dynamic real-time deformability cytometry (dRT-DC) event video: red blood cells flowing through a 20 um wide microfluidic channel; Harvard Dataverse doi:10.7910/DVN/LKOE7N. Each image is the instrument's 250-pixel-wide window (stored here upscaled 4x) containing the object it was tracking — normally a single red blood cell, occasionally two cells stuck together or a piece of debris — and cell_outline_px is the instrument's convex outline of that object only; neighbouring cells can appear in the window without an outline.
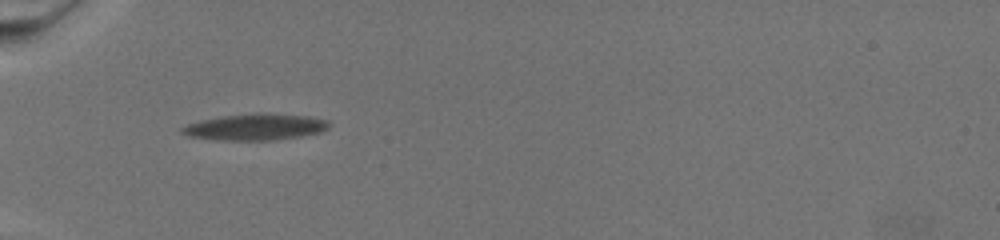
{"species": "common noctule bat (a hibernating species)", "species_latin": "Nyctalus noctula", "temperature_condition": "warm", "stored_images_in_passage": 49, "camera_frame_rate_fps": 3000, "um_per_image_px": 0.085, "animal": {"sex": "female", "body_mass_g": 19.5, "forearm_length_mm": 54.1}, "frame": {"image": 1, "passage_image": 1, "time_ms": 0.0, "image_size_px": [1000, 240], "cell_outline_px": [[328, 128], [320, 132], [300, 136], [272, 140], [224, 140], [188, 136], [180, 132], [180, 128], [188, 124], [204, 120], [228, 116], [308, 116], [328, 120]], "centroid_in_image_um": [21.69, 10.85], "position_along_channel_um": 63.3, "area_um2": 21.04}}
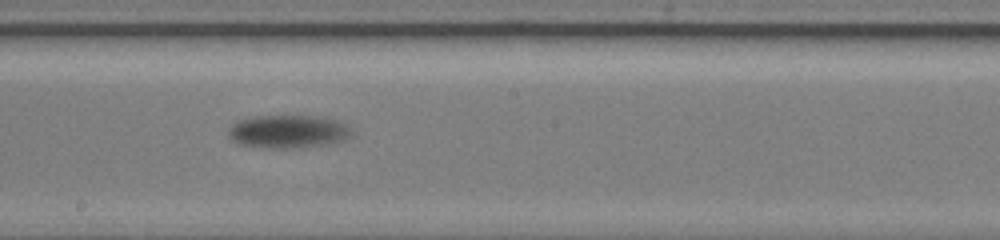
{"frame": {"image": 2, "passage_image": 19, "time_ms": 6.0, "image_size_px": [1000, 240], "cell_outline_px": [[352, 136], [344, 140], [328, 144], [296, 148], [268, 148], [240, 144], [232, 140], [228, 136], [228, 128], [236, 120], [256, 116], [320, 116], [336, 120], [348, 128]], "centroid_in_image_um": [24.44, 11.18], "position_along_channel_um": 223.8, "area_um2": 23.76}}
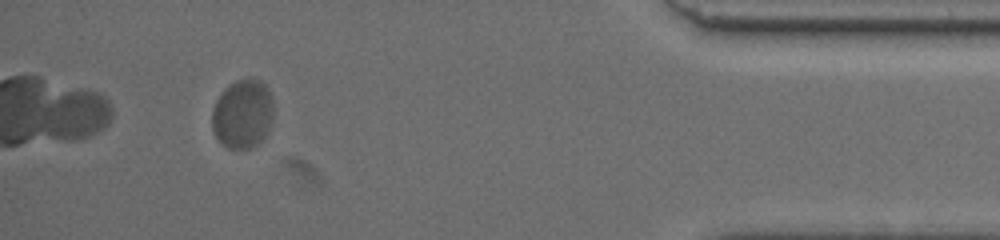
{"frame": {"image": 3, "passage_image": 44, "time_ms": 14.333, "image_size_px": [1000, 240], "cell_outline_px": [[272, 116], [268, 128], [264, 136], [252, 148], [228, 148], [216, 136], [212, 128], [212, 108], [216, 100], [224, 88], [236, 80], [248, 76], [260, 80], [264, 84], [268, 92], [272, 104]], "centroid_in_image_um": [20.59, 9.64], "position_along_channel_um": 414.6, "area_um2": 24.45}}